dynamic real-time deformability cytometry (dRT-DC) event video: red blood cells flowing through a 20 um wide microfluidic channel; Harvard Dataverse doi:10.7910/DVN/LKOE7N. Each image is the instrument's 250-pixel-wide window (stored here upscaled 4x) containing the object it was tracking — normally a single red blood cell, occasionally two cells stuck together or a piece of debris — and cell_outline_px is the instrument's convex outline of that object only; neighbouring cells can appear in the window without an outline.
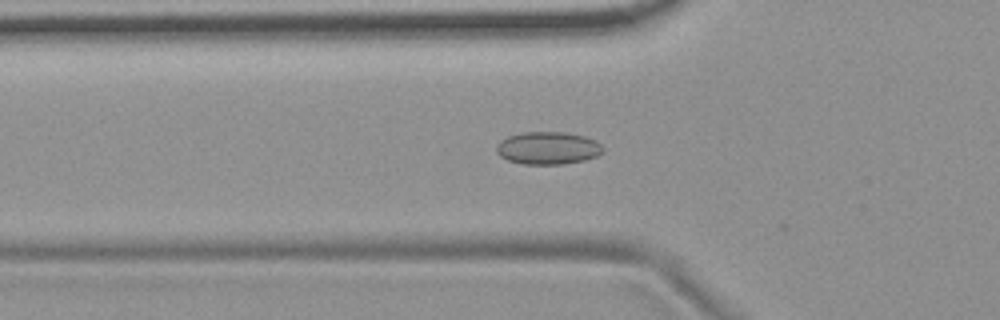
{"species": "common noctule bat (a hibernating species)", "species_latin": "Nyctalus noctula", "temperature_condition": "room temperature", "stored_images_in_passage": 56, "camera_frame_rate_fps": 3000, "um_per_image_px": 0.085, "animal": {"sex": "female", "body_mass_g": 19.9}, "frame": {"image": 1, "passage_image": 19, "time_ms": 6.0, "image_size_px": [1000, 320], "cell_outline_px": [[604, 148], [596, 156], [584, 160], [564, 164], [524, 164], [508, 160], [500, 156], [496, 152], [496, 144], [500, 140], [508, 136], [524, 132], [564, 132], [584, 136], [596, 140]], "centroid_in_image_um": [46.55, 12.58], "position_along_channel_um": 79.3, "area_um2": 20.23}}
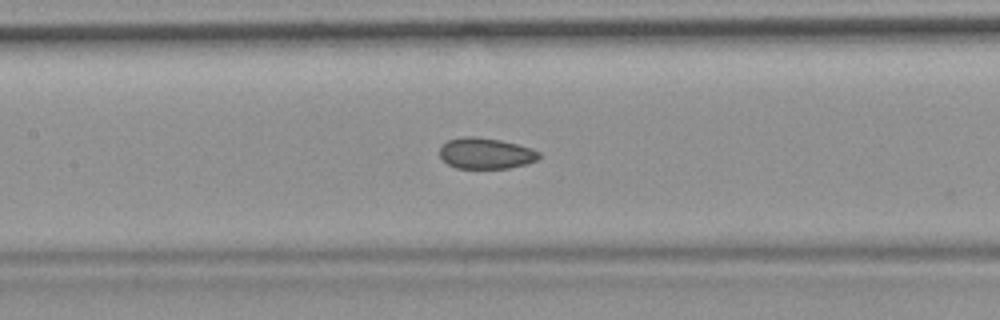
{"frame": {"image": 2, "passage_image": 26, "time_ms": 8.333, "image_size_px": [1000, 320], "cell_outline_px": [[540, 156], [536, 160], [524, 164], [508, 168], [456, 168], [448, 164], [440, 156], [440, 148], [448, 140], [464, 136], [472, 136], [500, 140], [532, 148], [540, 152]], "centroid_in_image_um": [41.29, 13.03], "position_along_channel_um": 166.1, "area_um2": 17.74}}
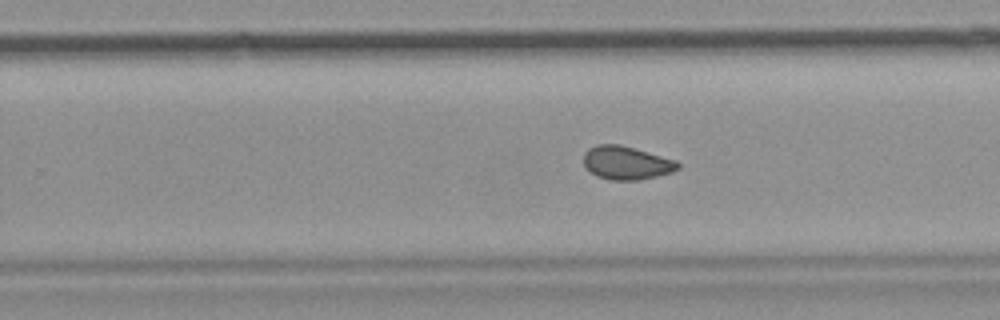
{"frame": {"image": 3, "passage_image": 35, "time_ms": 11.333, "image_size_px": [1000, 320], "cell_outline_px": [[680, 168], [672, 172], [656, 176], [636, 180], [608, 180], [596, 176], [584, 164], [584, 152], [588, 148], [596, 144], [620, 144], [676, 160], [680, 164]], "centroid_in_image_um": [53.24, 13.83], "position_along_channel_um": 276.6, "area_um2": 18.32}, "authors_computed_cell_mechanics": {"area_um2": 18.8717, "velocity_mm_per_s": 3.7036, "shape_relaxation_time_tau1_ms": null, "shape_relaxation_time_tau2_ms": 1.75, "deformation_change_tau1": null, "deformation_change_tau2": 0.0678}}